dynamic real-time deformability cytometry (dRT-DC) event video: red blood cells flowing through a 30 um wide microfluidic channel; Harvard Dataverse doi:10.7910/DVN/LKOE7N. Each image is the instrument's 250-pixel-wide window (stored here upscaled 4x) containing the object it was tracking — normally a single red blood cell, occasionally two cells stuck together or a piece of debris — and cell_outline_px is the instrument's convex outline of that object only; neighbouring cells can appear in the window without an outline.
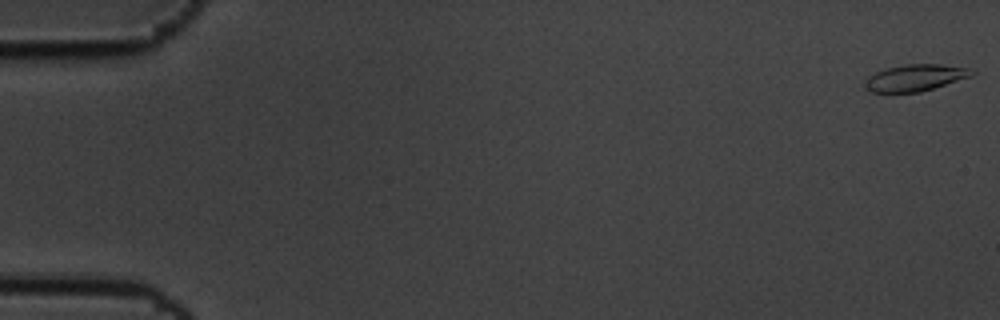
{"species": "common noctule bat (a hibernating species)", "species_latin": "Nyctalus noctula", "temperature_condition": "cold", "stored_images_in_passage": 59, "camera_frame_rate_fps": 3000, "um_per_image_px": 0.085, "animal": {"sex": "male", "body_mass_g": 19.5, "forearm_length_mm": 54.6}, "frame": {"image": 1, "passage_image": 1, "time_ms": 0.0, "image_size_px": [1000, 320], "cell_outline_px": [[976, 72], [972, 76], [920, 92], [868, 92], [864, 88], [868, 76], [876, 72], [888, 68], [904, 64], [940, 64], [976, 68]], "centroid_in_image_um": [77.85, 6.6], "position_along_channel_um": 7.2, "area_um2": 16.7}}
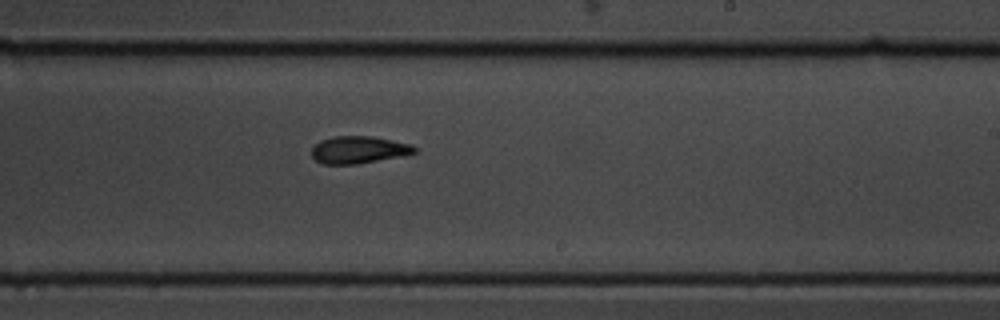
{"frame": {"image": 2, "passage_image": 36, "time_ms": 11.667, "image_size_px": [1000, 320], "cell_outline_px": [[416, 152], [400, 156], [356, 164], [320, 164], [312, 156], [312, 148], [320, 140], [332, 136], [372, 136], [412, 144], [416, 148]], "centroid_in_image_um": [30.46, 12.72], "position_along_channel_um": 258.5, "area_um2": 16.3}}
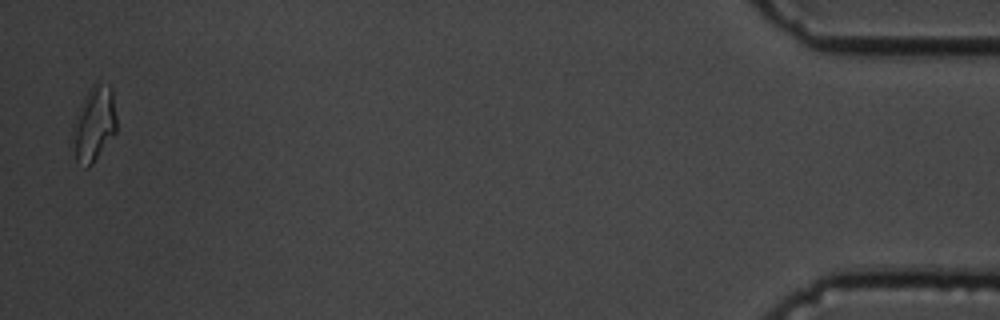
{"frame": {"image": 3, "passage_image": 58, "time_ms": 19.0, "image_size_px": [1000, 320], "cell_outline_px": [[116, 132], [92, 164], [88, 168], [84, 168], [76, 160], [68, 144], [72, 128], [84, 96], [92, 84], [96, 84], [112, 88], [116, 116]], "centroid_in_image_um": [7.94, 10.63], "position_along_channel_um": 427.3, "area_um2": 19.42}, "authors_computed_cell_mechanics": {"area_um2": 16.8198, "velocity_mm_per_s": 3.4558, "shape_relaxation_time_tau1_ms": 5.0829, "shape_relaxation_time_tau2_ms": 6.8905, "deformation_change_tau1": 0.1403, "deformation_change_tau2": 0.1416}}